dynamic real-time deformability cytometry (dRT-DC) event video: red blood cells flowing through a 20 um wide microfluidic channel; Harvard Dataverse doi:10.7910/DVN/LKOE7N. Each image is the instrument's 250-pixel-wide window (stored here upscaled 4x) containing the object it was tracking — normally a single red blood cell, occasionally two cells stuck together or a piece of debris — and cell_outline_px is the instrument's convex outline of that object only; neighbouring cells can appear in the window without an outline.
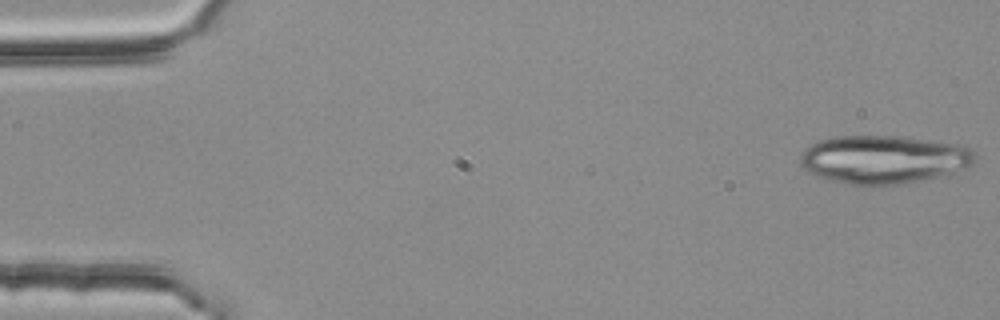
{"species": "common noctule bat (a hibernating species)", "species_latin": "Nyctalus noctula", "temperature_condition": "room temperature", "stored_images_in_passage": 4, "camera_frame_rate_fps": 3000, "um_per_image_px": 0.085, "animal": {"sex": "female", "body_mass_g": 25.1}, "frame": {"image": 1, "passage_image": 1, "time_ms": 0.0, "image_size_px": [1000, 320], "cell_outline_px": [[976, 160], [968, 168], [940, 176], [920, 180], [896, 184], [868, 188], [848, 184], [832, 180], [808, 172], [800, 164], [800, 156], [804, 148], [808, 144], [820, 140], [836, 136], [904, 136], [964, 144], [976, 156]], "centroid_in_image_um": [75.12, 13.55], "position_along_channel_um": 9.9, "area_um2": 49.94}}